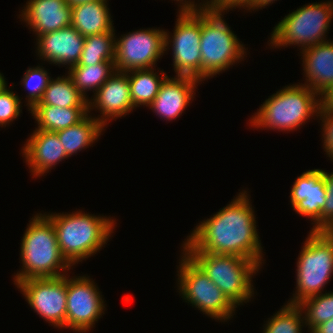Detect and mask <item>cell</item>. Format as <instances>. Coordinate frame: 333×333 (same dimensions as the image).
<instances>
[{
  "instance_id": "6da1fadb",
  "label": "cell",
  "mask_w": 333,
  "mask_h": 333,
  "mask_svg": "<svg viewBox=\"0 0 333 333\" xmlns=\"http://www.w3.org/2000/svg\"><path fill=\"white\" fill-rule=\"evenodd\" d=\"M247 191H240L229 204L200 221L181 244L182 251L237 255L253 260L262 268L264 247Z\"/></svg>"
},
{
  "instance_id": "7a4b0ae2",
  "label": "cell",
  "mask_w": 333,
  "mask_h": 333,
  "mask_svg": "<svg viewBox=\"0 0 333 333\" xmlns=\"http://www.w3.org/2000/svg\"><path fill=\"white\" fill-rule=\"evenodd\" d=\"M78 210L71 213H44L53 222L60 252L71 266L82 263L102 250L117 224L116 218L111 215L107 217Z\"/></svg>"
},
{
  "instance_id": "3957f363",
  "label": "cell",
  "mask_w": 333,
  "mask_h": 333,
  "mask_svg": "<svg viewBox=\"0 0 333 333\" xmlns=\"http://www.w3.org/2000/svg\"><path fill=\"white\" fill-rule=\"evenodd\" d=\"M20 244L22 269L14 274V285L31 278L64 276L74 268L62 256L54 224L44 213L30 219Z\"/></svg>"
},
{
  "instance_id": "277c9868",
  "label": "cell",
  "mask_w": 333,
  "mask_h": 333,
  "mask_svg": "<svg viewBox=\"0 0 333 333\" xmlns=\"http://www.w3.org/2000/svg\"><path fill=\"white\" fill-rule=\"evenodd\" d=\"M268 97L250 117L251 127L293 132L317 117L320 108V96L303 83L289 84Z\"/></svg>"
},
{
  "instance_id": "5b68a950",
  "label": "cell",
  "mask_w": 333,
  "mask_h": 333,
  "mask_svg": "<svg viewBox=\"0 0 333 333\" xmlns=\"http://www.w3.org/2000/svg\"><path fill=\"white\" fill-rule=\"evenodd\" d=\"M224 14L227 11L202 10L201 82L225 72L247 57L248 48L228 26Z\"/></svg>"
},
{
  "instance_id": "8992f818",
  "label": "cell",
  "mask_w": 333,
  "mask_h": 333,
  "mask_svg": "<svg viewBox=\"0 0 333 333\" xmlns=\"http://www.w3.org/2000/svg\"><path fill=\"white\" fill-rule=\"evenodd\" d=\"M238 308L255 295L253 278L261 267L237 255L184 251Z\"/></svg>"
},
{
  "instance_id": "52a82bcc",
  "label": "cell",
  "mask_w": 333,
  "mask_h": 333,
  "mask_svg": "<svg viewBox=\"0 0 333 333\" xmlns=\"http://www.w3.org/2000/svg\"><path fill=\"white\" fill-rule=\"evenodd\" d=\"M333 20V0L305 4L289 12L275 25L268 46L274 48L298 46L299 50L327 41Z\"/></svg>"
},
{
  "instance_id": "ba28073f",
  "label": "cell",
  "mask_w": 333,
  "mask_h": 333,
  "mask_svg": "<svg viewBox=\"0 0 333 333\" xmlns=\"http://www.w3.org/2000/svg\"><path fill=\"white\" fill-rule=\"evenodd\" d=\"M296 265V289L288 304L324 293L333 276V235L328 231L308 232Z\"/></svg>"
},
{
  "instance_id": "9c48e42d",
  "label": "cell",
  "mask_w": 333,
  "mask_h": 333,
  "mask_svg": "<svg viewBox=\"0 0 333 333\" xmlns=\"http://www.w3.org/2000/svg\"><path fill=\"white\" fill-rule=\"evenodd\" d=\"M177 269L176 283L182 300L217 322L233 318L237 307L182 250Z\"/></svg>"
},
{
  "instance_id": "30bf717a",
  "label": "cell",
  "mask_w": 333,
  "mask_h": 333,
  "mask_svg": "<svg viewBox=\"0 0 333 333\" xmlns=\"http://www.w3.org/2000/svg\"><path fill=\"white\" fill-rule=\"evenodd\" d=\"M177 13L173 33L165 30V53L170 49L173 51L172 65L176 76H188L201 81L202 10H178Z\"/></svg>"
},
{
  "instance_id": "8fae6325",
  "label": "cell",
  "mask_w": 333,
  "mask_h": 333,
  "mask_svg": "<svg viewBox=\"0 0 333 333\" xmlns=\"http://www.w3.org/2000/svg\"><path fill=\"white\" fill-rule=\"evenodd\" d=\"M88 275L67 274L66 329L87 333L104 316L106 305L102 292Z\"/></svg>"
},
{
  "instance_id": "7c38bea8",
  "label": "cell",
  "mask_w": 333,
  "mask_h": 333,
  "mask_svg": "<svg viewBox=\"0 0 333 333\" xmlns=\"http://www.w3.org/2000/svg\"><path fill=\"white\" fill-rule=\"evenodd\" d=\"M115 39V70L128 72L157 67L165 53V30L155 28L128 32Z\"/></svg>"
},
{
  "instance_id": "4fadbf2b",
  "label": "cell",
  "mask_w": 333,
  "mask_h": 333,
  "mask_svg": "<svg viewBox=\"0 0 333 333\" xmlns=\"http://www.w3.org/2000/svg\"><path fill=\"white\" fill-rule=\"evenodd\" d=\"M15 286L34 313L54 328L66 329L67 274L22 280Z\"/></svg>"
},
{
  "instance_id": "5bb4252c",
  "label": "cell",
  "mask_w": 333,
  "mask_h": 333,
  "mask_svg": "<svg viewBox=\"0 0 333 333\" xmlns=\"http://www.w3.org/2000/svg\"><path fill=\"white\" fill-rule=\"evenodd\" d=\"M323 174L322 169L303 172L296 178L289 196L293 211L311 220V231H322V209L327 196Z\"/></svg>"
},
{
  "instance_id": "9a60e30c",
  "label": "cell",
  "mask_w": 333,
  "mask_h": 333,
  "mask_svg": "<svg viewBox=\"0 0 333 333\" xmlns=\"http://www.w3.org/2000/svg\"><path fill=\"white\" fill-rule=\"evenodd\" d=\"M100 112L94 116L104 127L114 119L125 117L134 109L131 101L128 74L116 71L92 96L88 99V113L91 110Z\"/></svg>"
},
{
  "instance_id": "2e32d148",
  "label": "cell",
  "mask_w": 333,
  "mask_h": 333,
  "mask_svg": "<svg viewBox=\"0 0 333 333\" xmlns=\"http://www.w3.org/2000/svg\"><path fill=\"white\" fill-rule=\"evenodd\" d=\"M38 59L69 69L77 65L84 47L85 37L69 26L36 38ZM66 65V66H65Z\"/></svg>"
},
{
  "instance_id": "e0dca14e",
  "label": "cell",
  "mask_w": 333,
  "mask_h": 333,
  "mask_svg": "<svg viewBox=\"0 0 333 333\" xmlns=\"http://www.w3.org/2000/svg\"><path fill=\"white\" fill-rule=\"evenodd\" d=\"M200 80L188 76L167 77L161 84L160 90L153 102L148 106L160 119L166 121L176 120L192 103L195 97V88Z\"/></svg>"
},
{
  "instance_id": "ac0fdd59",
  "label": "cell",
  "mask_w": 333,
  "mask_h": 333,
  "mask_svg": "<svg viewBox=\"0 0 333 333\" xmlns=\"http://www.w3.org/2000/svg\"><path fill=\"white\" fill-rule=\"evenodd\" d=\"M21 150L33 178L49 173L60 161L68 159L56 132L33 130Z\"/></svg>"
},
{
  "instance_id": "d6986e66",
  "label": "cell",
  "mask_w": 333,
  "mask_h": 333,
  "mask_svg": "<svg viewBox=\"0 0 333 333\" xmlns=\"http://www.w3.org/2000/svg\"><path fill=\"white\" fill-rule=\"evenodd\" d=\"M21 11L20 21L35 37L71 26V5L67 0H27Z\"/></svg>"
},
{
  "instance_id": "ffe728a7",
  "label": "cell",
  "mask_w": 333,
  "mask_h": 333,
  "mask_svg": "<svg viewBox=\"0 0 333 333\" xmlns=\"http://www.w3.org/2000/svg\"><path fill=\"white\" fill-rule=\"evenodd\" d=\"M305 86L319 96L333 85V40L300 51Z\"/></svg>"
},
{
  "instance_id": "44dd1931",
  "label": "cell",
  "mask_w": 333,
  "mask_h": 333,
  "mask_svg": "<svg viewBox=\"0 0 333 333\" xmlns=\"http://www.w3.org/2000/svg\"><path fill=\"white\" fill-rule=\"evenodd\" d=\"M108 0L71 5V26L84 37L115 31Z\"/></svg>"
},
{
  "instance_id": "7402d4cb",
  "label": "cell",
  "mask_w": 333,
  "mask_h": 333,
  "mask_svg": "<svg viewBox=\"0 0 333 333\" xmlns=\"http://www.w3.org/2000/svg\"><path fill=\"white\" fill-rule=\"evenodd\" d=\"M29 112L37 123V130L57 132L77 124L88 114V107H56L33 105Z\"/></svg>"
},
{
  "instance_id": "603a6c76",
  "label": "cell",
  "mask_w": 333,
  "mask_h": 333,
  "mask_svg": "<svg viewBox=\"0 0 333 333\" xmlns=\"http://www.w3.org/2000/svg\"><path fill=\"white\" fill-rule=\"evenodd\" d=\"M90 114L92 115V113H88L77 124L56 132L68 157L91 147L105 130V127Z\"/></svg>"
},
{
  "instance_id": "cb8c5ba5",
  "label": "cell",
  "mask_w": 333,
  "mask_h": 333,
  "mask_svg": "<svg viewBox=\"0 0 333 333\" xmlns=\"http://www.w3.org/2000/svg\"><path fill=\"white\" fill-rule=\"evenodd\" d=\"M136 69L126 72L128 74L131 101L135 108L148 107L155 99L161 84L168 77L160 68ZM155 71V72H154ZM161 74V75H160Z\"/></svg>"
},
{
  "instance_id": "d4e9b609",
  "label": "cell",
  "mask_w": 333,
  "mask_h": 333,
  "mask_svg": "<svg viewBox=\"0 0 333 333\" xmlns=\"http://www.w3.org/2000/svg\"><path fill=\"white\" fill-rule=\"evenodd\" d=\"M51 78L42 98L34 105L56 107H88V99L75 87L69 75Z\"/></svg>"
},
{
  "instance_id": "484cf974",
  "label": "cell",
  "mask_w": 333,
  "mask_h": 333,
  "mask_svg": "<svg viewBox=\"0 0 333 333\" xmlns=\"http://www.w3.org/2000/svg\"><path fill=\"white\" fill-rule=\"evenodd\" d=\"M114 62H103L96 65L72 66L67 74L75 87L89 99L88 91L95 93L114 73Z\"/></svg>"
},
{
  "instance_id": "4316f807",
  "label": "cell",
  "mask_w": 333,
  "mask_h": 333,
  "mask_svg": "<svg viewBox=\"0 0 333 333\" xmlns=\"http://www.w3.org/2000/svg\"><path fill=\"white\" fill-rule=\"evenodd\" d=\"M115 31L85 37L80 60L74 66L96 65L103 62H114Z\"/></svg>"
},
{
  "instance_id": "83f0119b",
  "label": "cell",
  "mask_w": 333,
  "mask_h": 333,
  "mask_svg": "<svg viewBox=\"0 0 333 333\" xmlns=\"http://www.w3.org/2000/svg\"><path fill=\"white\" fill-rule=\"evenodd\" d=\"M309 297L297 304L300 308L304 323L310 332L315 326L333 318V292Z\"/></svg>"
},
{
  "instance_id": "f1b7e54d",
  "label": "cell",
  "mask_w": 333,
  "mask_h": 333,
  "mask_svg": "<svg viewBox=\"0 0 333 333\" xmlns=\"http://www.w3.org/2000/svg\"><path fill=\"white\" fill-rule=\"evenodd\" d=\"M306 328L300 308L294 304L286 303L263 325L262 333H302Z\"/></svg>"
},
{
  "instance_id": "f546056e",
  "label": "cell",
  "mask_w": 333,
  "mask_h": 333,
  "mask_svg": "<svg viewBox=\"0 0 333 333\" xmlns=\"http://www.w3.org/2000/svg\"><path fill=\"white\" fill-rule=\"evenodd\" d=\"M51 79L50 73L41 65L36 67H29L20 83L28 90L26 94V102L24 106L29 109L37 103L43 96L44 90L48 86Z\"/></svg>"
},
{
  "instance_id": "4dcf8cb0",
  "label": "cell",
  "mask_w": 333,
  "mask_h": 333,
  "mask_svg": "<svg viewBox=\"0 0 333 333\" xmlns=\"http://www.w3.org/2000/svg\"><path fill=\"white\" fill-rule=\"evenodd\" d=\"M12 89L5 87L0 92V127H6L22 113V98ZM21 98V99H20Z\"/></svg>"
},
{
  "instance_id": "1f68e13d",
  "label": "cell",
  "mask_w": 333,
  "mask_h": 333,
  "mask_svg": "<svg viewBox=\"0 0 333 333\" xmlns=\"http://www.w3.org/2000/svg\"><path fill=\"white\" fill-rule=\"evenodd\" d=\"M317 119L321 121L323 149L333 161V111L319 108Z\"/></svg>"
},
{
  "instance_id": "d6a6232c",
  "label": "cell",
  "mask_w": 333,
  "mask_h": 333,
  "mask_svg": "<svg viewBox=\"0 0 333 333\" xmlns=\"http://www.w3.org/2000/svg\"><path fill=\"white\" fill-rule=\"evenodd\" d=\"M326 186V202L322 209V231H328L333 226V172L324 170Z\"/></svg>"
},
{
  "instance_id": "836d02e7",
  "label": "cell",
  "mask_w": 333,
  "mask_h": 333,
  "mask_svg": "<svg viewBox=\"0 0 333 333\" xmlns=\"http://www.w3.org/2000/svg\"><path fill=\"white\" fill-rule=\"evenodd\" d=\"M175 1V0H173ZM200 0L195 2V0H176L178 3V10H213L214 9V0ZM200 2V3H198Z\"/></svg>"
},
{
  "instance_id": "e575fe53",
  "label": "cell",
  "mask_w": 333,
  "mask_h": 333,
  "mask_svg": "<svg viewBox=\"0 0 333 333\" xmlns=\"http://www.w3.org/2000/svg\"><path fill=\"white\" fill-rule=\"evenodd\" d=\"M253 0H214V10L228 11L236 8L246 9Z\"/></svg>"
},
{
  "instance_id": "d590c367",
  "label": "cell",
  "mask_w": 333,
  "mask_h": 333,
  "mask_svg": "<svg viewBox=\"0 0 333 333\" xmlns=\"http://www.w3.org/2000/svg\"><path fill=\"white\" fill-rule=\"evenodd\" d=\"M320 108L333 111V85L320 95Z\"/></svg>"
},
{
  "instance_id": "8d00e7d4",
  "label": "cell",
  "mask_w": 333,
  "mask_h": 333,
  "mask_svg": "<svg viewBox=\"0 0 333 333\" xmlns=\"http://www.w3.org/2000/svg\"><path fill=\"white\" fill-rule=\"evenodd\" d=\"M310 333H333V318L315 326Z\"/></svg>"
},
{
  "instance_id": "74e56055",
  "label": "cell",
  "mask_w": 333,
  "mask_h": 333,
  "mask_svg": "<svg viewBox=\"0 0 333 333\" xmlns=\"http://www.w3.org/2000/svg\"><path fill=\"white\" fill-rule=\"evenodd\" d=\"M275 1L277 0H253V2L245 10L249 12H252V10L258 11V9L261 10Z\"/></svg>"
},
{
  "instance_id": "f35d334b",
  "label": "cell",
  "mask_w": 333,
  "mask_h": 333,
  "mask_svg": "<svg viewBox=\"0 0 333 333\" xmlns=\"http://www.w3.org/2000/svg\"><path fill=\"white\" fill-rule=\"evenodd\" d=\"M7 86L8 85H7L6 79L3 75V73L0 72V92Z\"/></svg>"
},
{
  "instance_id": "ab89813d",
  "label": "cell",
  "mask_w": 333,
  "mask_h": 333,
  "mask_svg": "<svg viewBox=\"0 0 333 333\" xmlns=\"http://www.w3.org/2000/svg\"><path fill=\"white\" fill-rule=\"evenodd\" d=\"M70 5H75L77 3H82V2H92L96 0H67Z\"/></svg>"
},
{
  "instance_id": "60d3db41",
  "label": "cell",
  "mask_w": 333,
  "mask_h": 333,
  "mask_svg": "<svg viewBox=\"0 0 333 333\" xmlns=\"http://www.w3.org/2000/svg\"><path fill=\"white\" fill-rule=\"evenodd\" d=\"M328 232L333 235V226L328 230Z\"/></svg>"
}]
</instances>
